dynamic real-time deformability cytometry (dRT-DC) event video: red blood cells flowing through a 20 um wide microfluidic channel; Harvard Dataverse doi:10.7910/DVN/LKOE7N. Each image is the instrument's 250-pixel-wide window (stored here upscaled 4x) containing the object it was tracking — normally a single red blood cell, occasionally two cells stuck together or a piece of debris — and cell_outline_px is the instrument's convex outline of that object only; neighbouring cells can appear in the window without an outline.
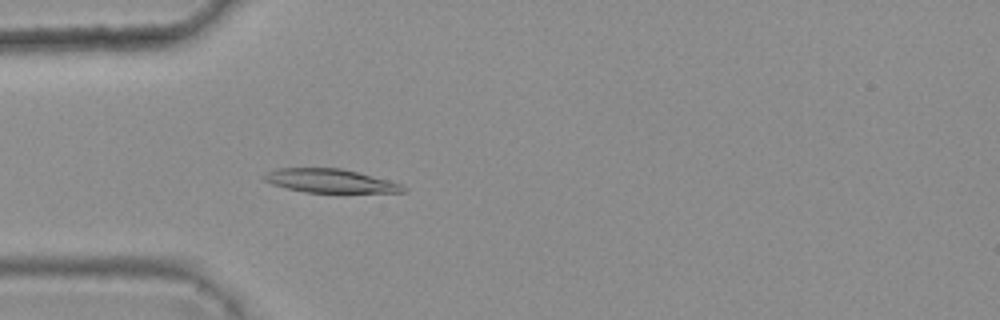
{"species": "common noctule bat (a hibernating species)", "species_latin": "Nyctalus noctula", "temperature_condition": "warm", "stored_images_in_passage": 2, "camera_frame_rate_fps": 3000, "um_per_image_px": 0.085, "animal": {"sex": "female", "body_mass_g": 25.1}, "frame": {"image": 1, "passage_image": 2, "time_ms": 0.333, "image_size_px": [1000, 320], "cell_outline_px": [[408, 192], [304, 192], [272, 184], [264, 180], [260, 176], [276, 168], [340, 168], [388, 180], [400, 184], [408, 188]], "centroid_in_image_um": [28.04, 15.37], "position_along_channel_um": 57.0, "area_um2": 18.96}}